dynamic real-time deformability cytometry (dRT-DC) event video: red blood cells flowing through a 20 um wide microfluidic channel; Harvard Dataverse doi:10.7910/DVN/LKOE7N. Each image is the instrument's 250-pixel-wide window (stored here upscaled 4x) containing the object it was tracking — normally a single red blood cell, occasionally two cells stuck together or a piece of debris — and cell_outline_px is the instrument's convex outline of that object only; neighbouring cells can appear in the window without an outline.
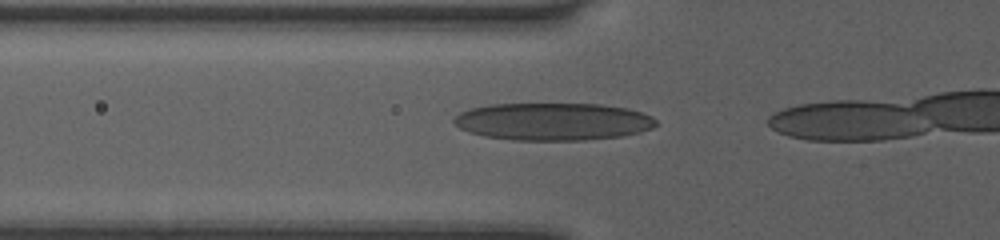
{"species": "human", "species_latin": "Homo sapiens", "temperature_condition": "room temperature", "stored_images_in_passage": 14, "camera_frame_rate_fps": 3000, "um_per_image_px": 0.085, "donor": {"sex": "female"}, "frame": {"image": 1, "passage_image": 12, "time_ms": 3.667, "image_size_px": [1000, 240], "cell_outline_px": [[656, 124], [652, 128], [640, 132], [620, 136], [584, 140], [512, 140], [484, 136], [468, 132], [460, 128], [452, 120], [460, 112], [472, 108], [492, 104], [600, 104], [628, 108], [652, 116], [656, 120]], "centroid_in_image_um": [47.0, 10.33], "position_along_channel_um": 78.8, "area_um2": 44.1}}